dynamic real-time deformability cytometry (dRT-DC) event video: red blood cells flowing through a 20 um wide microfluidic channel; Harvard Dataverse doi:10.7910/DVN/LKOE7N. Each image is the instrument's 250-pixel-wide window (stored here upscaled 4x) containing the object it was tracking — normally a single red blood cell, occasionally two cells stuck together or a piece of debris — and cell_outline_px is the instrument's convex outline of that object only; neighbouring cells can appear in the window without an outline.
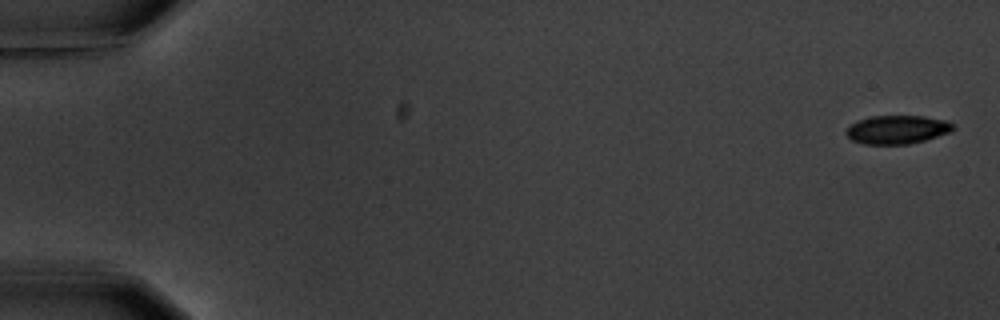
{"species": "common noctule bat (a hibernating species)", "species_latin": "Nyctalus noctula", "temperature_condition": "warm", "stored_images_in_passage": 5, "camera_frame_rate_fps": 3000, "um_per_image_px": 0.085, "animal": {"sex": "male", "body_mass_g": 20.1, "forearm_length_mm": 53.5}, "frame": {"image": 1, "passage_image": 1, "time_ms": 0.0, "image_size_px": [1000, 320], "cell_outline_px": [[956, 128], [952, 132], [924, 140], [908, 144], [864, 144], [852, 140], [844, 132], [856, 120], [868, 116], [924, 116], [948, 120], [956, 124]], "centroid_in_image_um": [76.31, 11.0], "position_along_channel_um": 8.7, "area_um2": 18.03}}
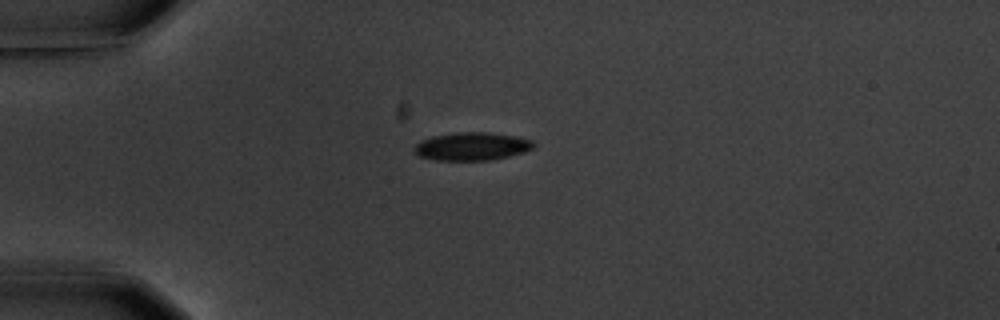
{"frame": {"image": 2, "passage_image": 5, "time_ms": 4.667, "image_size_px": [1000, 320], "cell_outline_px": [[536, 144], [532, 148], [524, 152], [508, 156], [488, 160], [436, 160], [420, 156], [412, 148], [420, 140], [432, 136], [456, 132], [488, 132], [516, 136], [532, 140]], "centroid_in_image_um": [40.1, 12.43], "position_along_channel_um": 44.9, "area_um2": 19.48}}